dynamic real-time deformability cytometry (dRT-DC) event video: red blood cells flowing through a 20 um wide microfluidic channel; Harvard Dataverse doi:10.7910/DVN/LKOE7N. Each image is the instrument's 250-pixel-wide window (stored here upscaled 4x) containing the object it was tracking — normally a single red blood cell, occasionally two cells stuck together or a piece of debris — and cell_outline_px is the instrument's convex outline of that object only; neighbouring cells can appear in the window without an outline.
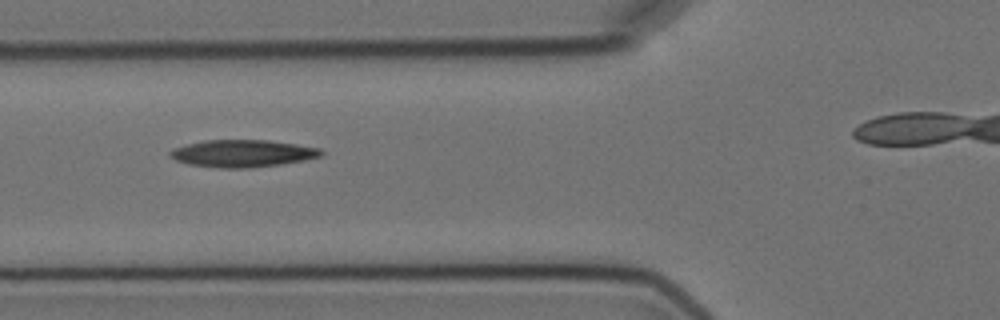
{"species": "Egyptian fruit bat (a non-hibernating species)", "species_latin": "Rousettus aegyptiacus", "temperature_condition": "cold", "stored_images_in_passage": 5, "camera_frame_rate_fps": 3000, "um_per_image_px": 0.085, "animal": {"sex": "female"}, "frame": {"image": 1, "passage_image": 2, "time_ms": 1.0, "image_size_px": [1000, 320], "cell_outline_px": [[324, 156], [304, 160], [280, 164], [248, 168], [220, 168], [188, 164], [176, 160], [168, 156], [168, 152], [176, 148], [188, 144], [204, 140], [268, 140], [296, 144], [320, 148], [324, 152]], "centroid_in_image_um": [20.64, 13.04], "position_along_channel_um": 105.2, "area_um2": 23.99}}